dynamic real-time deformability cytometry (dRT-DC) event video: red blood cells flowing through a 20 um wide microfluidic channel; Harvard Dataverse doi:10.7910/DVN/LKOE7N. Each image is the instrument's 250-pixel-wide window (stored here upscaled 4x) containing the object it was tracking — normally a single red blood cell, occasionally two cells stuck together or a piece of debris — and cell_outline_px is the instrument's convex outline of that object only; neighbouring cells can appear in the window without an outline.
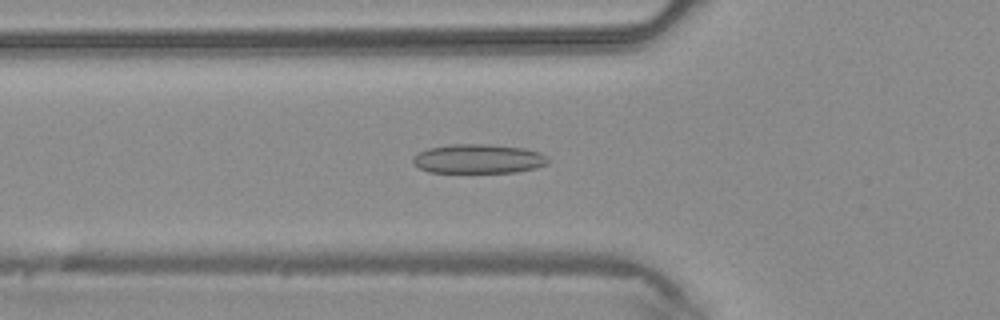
{"species": "common noctule bat (a hibernating species)", "species_latin": "Nyctalus noctula", "temperature_condition": "warm", "stored_images_in_passage": 40, "camera_frame_rate_fps": 3000, "um_per_image_px": 0.085, "animal": {"sex": "male", "body_mass_g": 20.4}, "frame": {"image": 1, "passage_image": 11, "time_ms": 3.333, "image_size_px": [1000, 320], "cell_outline_px": [[548, 164], [536, 168], [516, 172], [428, 172], [420, 168], [412, 160], [412, 156], [428, 148], [452, 144], [484, 144], [524, 148], [540, 152], [548, 160]], "centroid_in_image_um": [40.66, 13.5], "position_along_channel_um": 85.1, "area_um2": 22.89}}
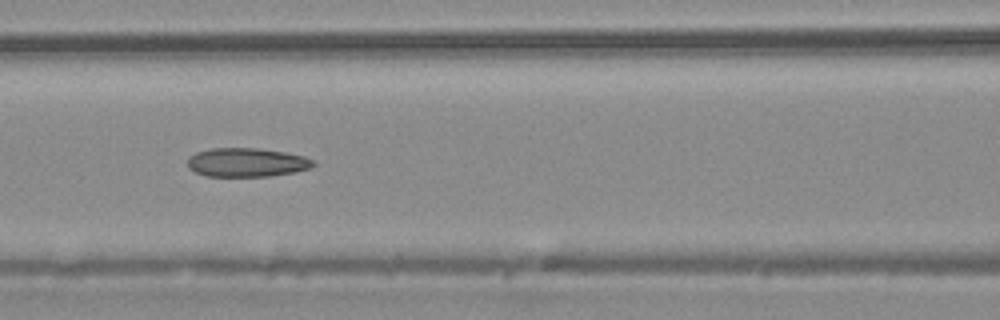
{"frame": {"image": 2, "passage_image": 15, "time_ms": 4.667, "image_size_px": [1000, 320], "cell_outline_px": [[316, 164], [312, 168], [296, 172], [268, 176], [204, 176], [188, 168], [188, 156], [196, 152], [212, 148], [256, 148], [284, 152], [304, 156], [316, 160]], "centroid_in_image_um": [21.0, 13.8], "position_along_channel_um": 145.6, "area_um2": 21.33}}
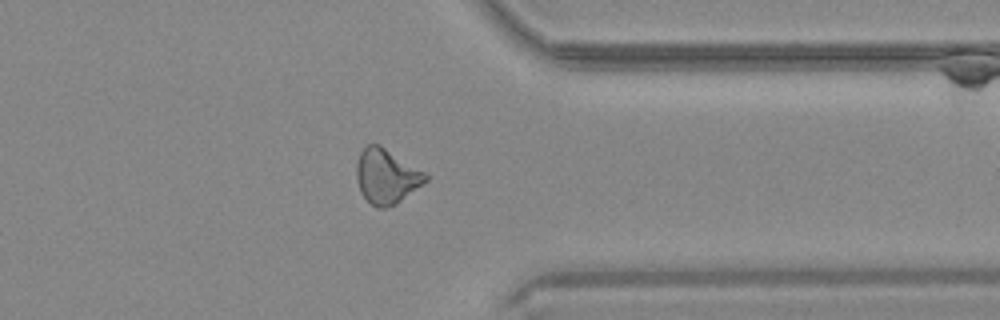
{"frame": {"image": 3, "passage_image": 31, "time_ms": 10.0, "image_size_px": [1000, 320], "cell_outline_px": [[428, 180], [396, 204], [384, 208], [376, 208], [360, 192], [356, 176], [356, 164], [360, 152], [368, 144], [380, 144], [424, 172], [428, 176]], "centroid_in_image_um": [32.83, 14.98], "position_along_channel_um": 378.6, "area_um2": 21.85}}